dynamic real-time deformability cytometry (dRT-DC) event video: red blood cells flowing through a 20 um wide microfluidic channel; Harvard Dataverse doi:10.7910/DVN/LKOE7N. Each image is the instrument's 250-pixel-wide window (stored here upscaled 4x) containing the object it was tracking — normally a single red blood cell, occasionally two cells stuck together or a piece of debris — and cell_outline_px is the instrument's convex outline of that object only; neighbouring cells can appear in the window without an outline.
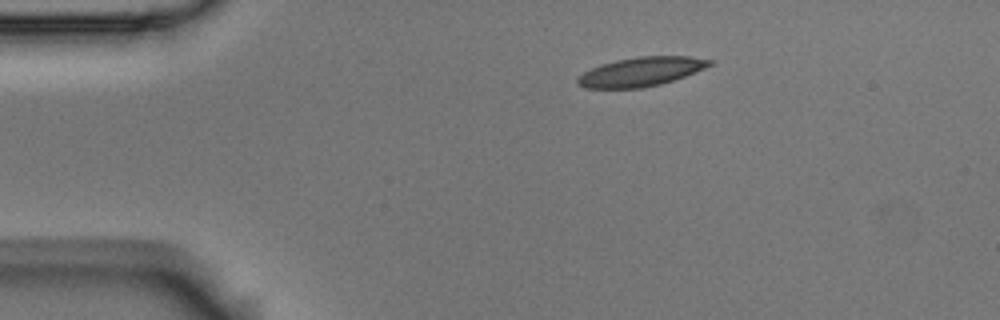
{"species": "Egyptian fruit bat (a non-hibernating species)", "species_latin": "Rousettus aegyptiacus", "temperature_condition": "room temperature", "stored_images_in_passage": 2, "camera_frame_rate_fps": 3000, "um_per_image_px": 0.085, "animal": {"sex": "male"}, "frame": {"image": 1, "passage_image": 1, "time_ms": 0.0, "image_size_px": [1000, 320], "cell_outline_px": [[716, 60], [712, 64], [696, 72], [660, 84], [640, 88], [584, 88], [576, 84], [576, 80], [584, 72], [600, 64], [616, 60], [640, 56], [688, 56]], "centroid_in_image_um": [54.49, 6.09], "position_along_channel_um": 30.5, "area_um2": 22.31}}